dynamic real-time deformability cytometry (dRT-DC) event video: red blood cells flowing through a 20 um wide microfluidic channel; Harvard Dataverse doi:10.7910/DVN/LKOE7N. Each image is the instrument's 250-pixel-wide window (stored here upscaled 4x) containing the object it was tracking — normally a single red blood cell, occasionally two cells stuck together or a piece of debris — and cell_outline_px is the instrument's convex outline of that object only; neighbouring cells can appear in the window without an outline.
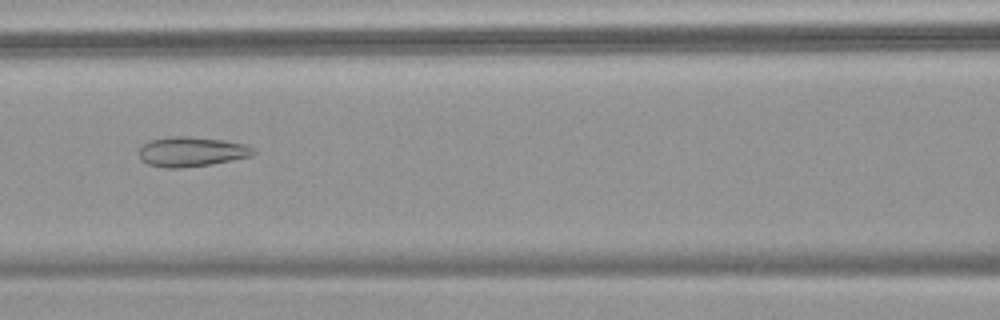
{"species": "common noctule bat (a hibernating species)", "species_latin": "Nyctalus noctula", "temperature_condition": "warm", "stored_images_in_passage": 54, "camera_frame_rate_fps": 3000, "um_per_image_px": 0.085, "animal": {"sex": "female", "body_mass_g": 18.4}, "frame": {"image": 1, "passage_image": 24, "time_ms": 7.667, "image_size_px": [1000, 320], "cell_outline_px": [[256, 152], [252, 156], [208, 164], [180, 168], [164, 168], [148, 164], [140, 160], [136, 152], [144, 144], [152, 140], [172, 136], [188, 136], [224, 140], [244, 144], [252, 148]], "centroid_in_image_um": [16.22, 12.89], "position_along_channel_um": 150.4, "area_um2": 19.77}}
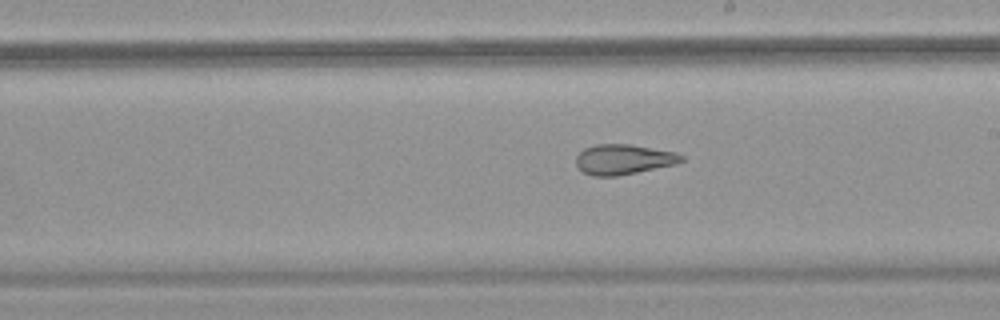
{"frame": {"image": 2, "passage_image": 31, "time_ms": 10.0, "image_size_px": [1000, 320], "cell_outline_px": [[684, 160], [676, 164], [616, 176], [592, 176], [584, 172], [576, 164], [576, 156], [584, 148], [596, 144], [628, 144], [676, 152], [684, 156]], "centroid_in_image_um": [53.0, 13.54], "position_along_channel_um": 236.0, "area_um2": 18.38}}
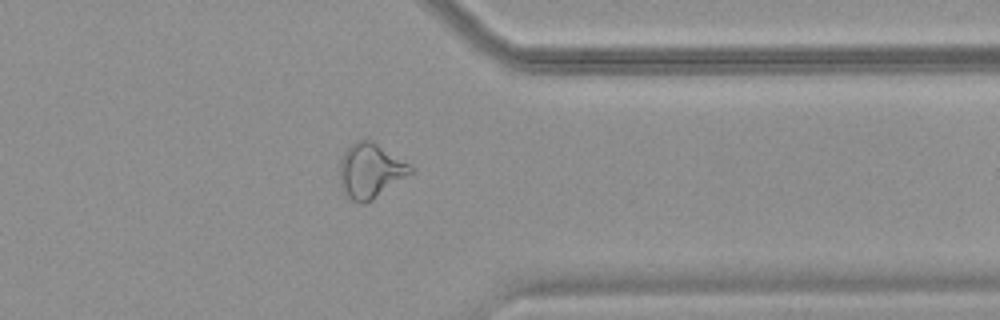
{"frame": {"image": 3, "passage_image": 43, "time_ms": 14.0, "image_size_px": [1000, 320], "cell_outline_px": [[416, 172], [372, 200], [364, 204], [360, 204], [344, 196], [340, 176], [340, 160], [344, 152], [356, 140], [372, 140], [416, 168]], "centroid_in_image_um": [31.53, 14.53], "position_along_channel_um": 379.9, "area_um2": 22.89}, "authors_computed_cell_mechanics": {"area_um2": 23.987, "velocity_mm_per_s": 3.6911, "shape_relaxation_time_tau1_ms": null, "shape_relaxation_time_tau2_ms": 2.0781, "deformation_change_tau1": null, "deformation_change_tau2": 0.1104}}